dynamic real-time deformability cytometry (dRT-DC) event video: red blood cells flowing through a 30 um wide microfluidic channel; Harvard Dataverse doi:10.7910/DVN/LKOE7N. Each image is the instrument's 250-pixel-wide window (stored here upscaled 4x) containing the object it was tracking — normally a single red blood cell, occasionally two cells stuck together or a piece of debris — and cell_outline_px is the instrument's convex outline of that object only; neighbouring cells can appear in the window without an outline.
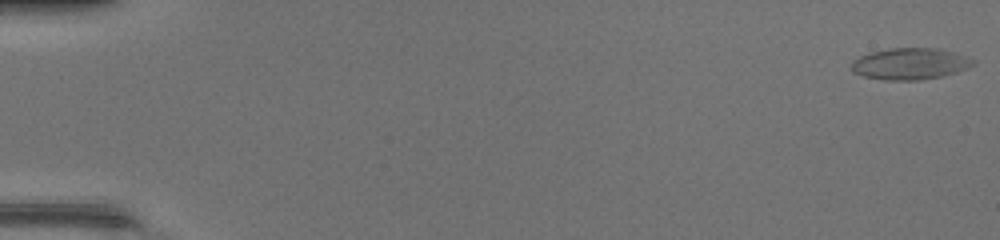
{"species": "common noctule bat (a hibernating species)", "species_latin": "Nyctalus noctula", "temperature_condition": "warm", "stored_images_in_passage": 12, "segment_of_instrument_passage": [1, 2], "camera_frame_rate_fps": 3000, "um_per_image_px": 0.085, "animal": {"sex": "female", "body_mass_g": 17.0, "forearm_length_mm": 48.0}, "frame": {"image": 1, "passage_image": 1, "time_ms": 0.0, "image_size_px": [1000, 240], "cell_outline_px": [[976, 64], [968, 68], [956, 72], [940, 76], [920, 80], [884, 80], [864, 76], [852, 72], [852, 60], [860, 56], [872, 52], [892, 48], [936, 48], [952, 52], [976, 60]], "centroid_in_image_um": [77.36, 5.42], "position_along_channel_um": 7.6, "area_um2": 22.2}}